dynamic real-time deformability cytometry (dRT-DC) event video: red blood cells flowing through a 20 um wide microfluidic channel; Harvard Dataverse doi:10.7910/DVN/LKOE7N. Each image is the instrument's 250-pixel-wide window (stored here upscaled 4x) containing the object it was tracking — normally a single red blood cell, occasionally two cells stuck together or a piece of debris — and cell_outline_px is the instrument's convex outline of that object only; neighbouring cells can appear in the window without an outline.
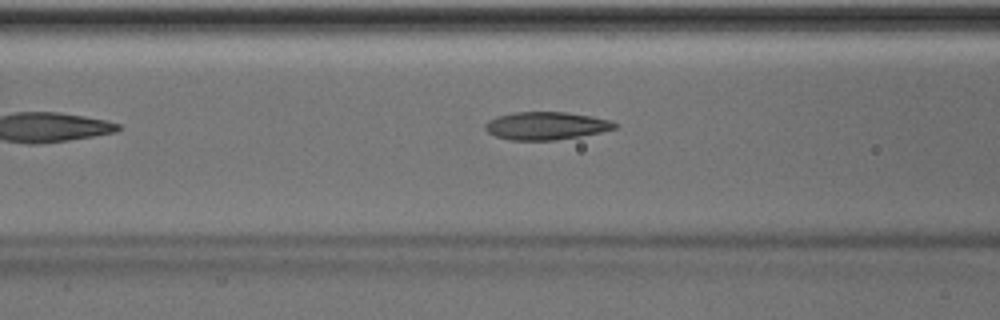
{"species": "Egyptian fruit bat (a non-hibernating species)", "species_latin": "Rousettus aegyptiacus", "temperature_condition": "room temperature", "stored_images_in_passage": 8, "camera_frame_rate_fps": 3000, "um_per_image_px": 0.085, "animal": {"sex": "male"}, "frame": {"image": 1, "passage_image": 6, "time_ms": 1.667, "image_size_px": [1000, 320], "cell_outline_px": [[620, 124], [616, 128], [600, 132], [580, 136], [556, 140], [512, 140], [496, 136], [488, 132], [484, 128], [484, 124], [488, 120], [496, 116], [512, 112], [564, 112], [592, 116], [608, 120]], "centroid_in_image_um": [46.4, 10.68], "position_along_channel_um": 120.2, "area_um2": 21.04}}